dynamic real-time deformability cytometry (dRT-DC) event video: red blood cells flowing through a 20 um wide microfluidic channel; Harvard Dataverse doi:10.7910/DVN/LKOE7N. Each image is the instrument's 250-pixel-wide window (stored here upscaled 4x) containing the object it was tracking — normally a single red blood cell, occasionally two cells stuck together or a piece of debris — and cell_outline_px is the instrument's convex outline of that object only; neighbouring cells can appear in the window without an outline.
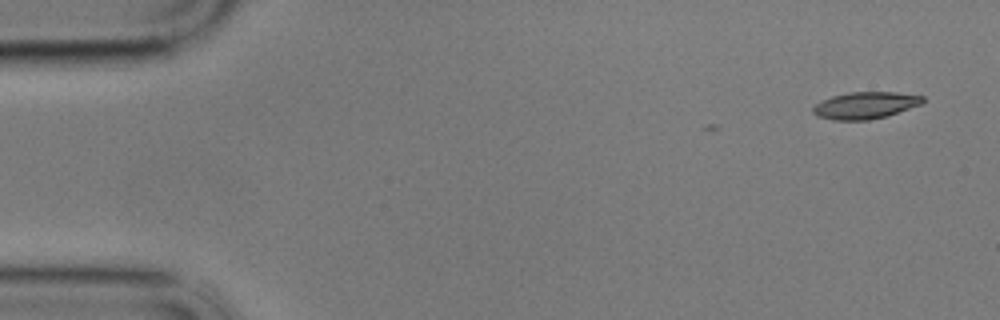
{"species": "common noctule bat (a hibernating species)", "species_latin": "Nyctalus noctula", "temperature_condition": "cold", "stored_images_in_passage": 4, "camera_frame_rate_fps": 3000, "um_per_image_px": 0.085, "animal": {"sex": "male", "body_mass_g": 17.9}, "frame": {"image": 1, "passage_image": 1, "time_ms": 0.0, "image_size_px": [1000, 320], "cell_outline_px": [[924, 100], [920, 104], [888, 116], [868, 120], [832, 120], [816, 116], [812, 112], [812, 108], [820, 100], [832, 96], [848, 92], [896, 92], [924, 96]], "centroid_in_image_um": [73.51, 8.95], "position_along_channel_um": 11.5, "area_um2": 17.28}}